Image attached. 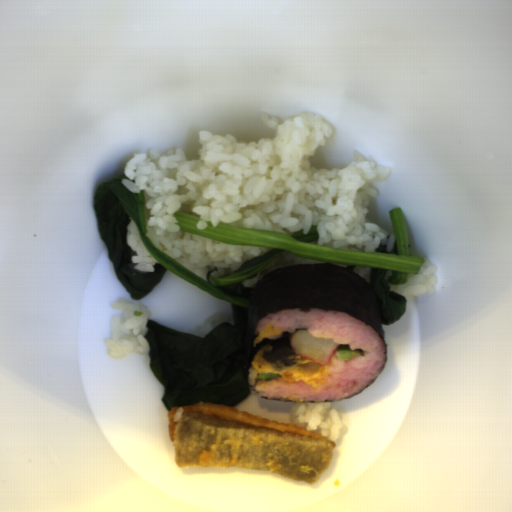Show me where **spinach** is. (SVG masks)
Listing matches in <instances>:
<instances>
[{
  "mask_svg": "<svg viewBox=\"0 0 512 512\" xmlns=\"http://www.w3.org/2000/svg\"><path fill=\"white\" fill-rule=\"evenodd\" d=\"M119 175L96 188L93 213L118 281L136 301L145 298L167 269L193 286L231 304L233 324L219 323L206 336H190L153 321H147L145 339L150 349L149 367L164 385L165 411L193 404H222L234 408L252 393L247 379V330L249 307L256 284L245 280L264 271L286 252L322 263L340 265L355 272L369 269L367 279L379 306L382 324H392L406 310L402 292L389 284L404 285L409 274H419L424 257L410 251L401 208L389 210L394 237L388 249L378 243L373 253L333 249L319 244L317 226L295 232L240 228L223 222L198 228L199 217L176 212L178 228L196 236L228 244H269L276 248L248 259L233 273L215 277V267L206 280L158 249L146 233L144 191L127 189Z\"/></svg>",
  "mask_w": 512,
  "mask_h": 512,
  "instance_id": "spinach-1",
  "label": "spinach"
}]
</instances>
